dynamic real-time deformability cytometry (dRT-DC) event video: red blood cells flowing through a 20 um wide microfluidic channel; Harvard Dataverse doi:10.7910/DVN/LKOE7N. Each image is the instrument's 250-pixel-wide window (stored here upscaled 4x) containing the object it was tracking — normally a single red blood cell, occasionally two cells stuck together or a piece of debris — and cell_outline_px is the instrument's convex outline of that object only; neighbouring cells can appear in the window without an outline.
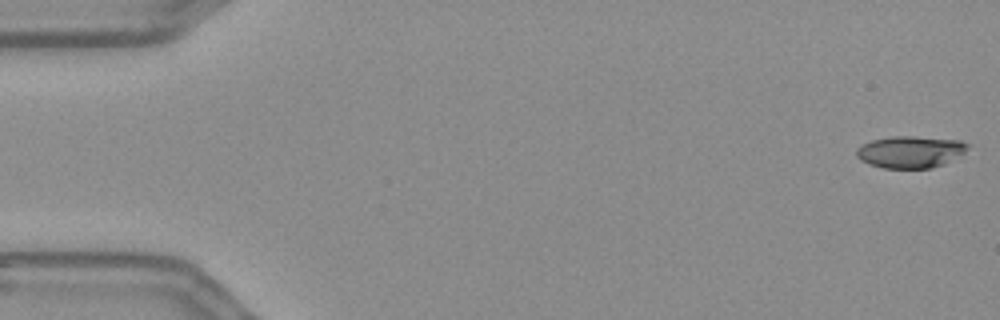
{"species": "Egyptian fruit bat (a non-hibernating species)", "species_latin": "Rousettus aegyptiacus", "temperature_condition": "warm", "stored_images_in_passage": 56, "camera_frame_rate_fps": 3000, "um_per_image_px": 0.085, "frame": {"image": 1, "passage_image": 1, "time_ms": 0.0, "image_size_px": [1000, 320], "cell_outline_px": [[968, 148], [964, 152], [944, 164], [932, 168], [884, 168], [868, 164], [860, 160], [856, 156], [856, 148], [860, 144], [872, 140], [892, 136], [912, 136], [960, 140], [968, 144]], "centroid_in_image_um": [77.33, 12.91], "position_along_channel_um": 7.7, "area_um2": 20.75}}
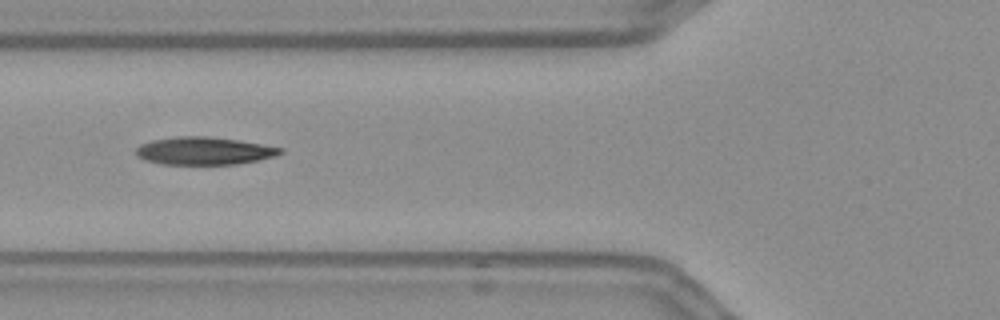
{"frame": {"image": 2, "passage_image": 21, "time_ms": 6.667, "image_size_px": [1000, 320], "cell_outline_px": [[284, 152], [276, 156], [260, 160], [236, 164], [164, 164], [144, 160], [136, 156], [136, 148], [140, 144], [152, 140], [176, 136], [208, 136], [240, 140], [284, 148]], "centroid_in_image_um": [17.37, 12.82], "position_along_channel_um": 108.4, "area_um2": 23.52}}
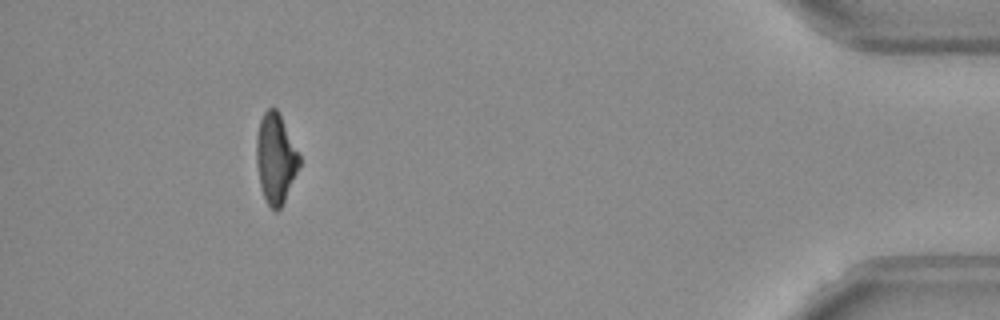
{"frame": {"image": 3, "passage_image": 51, "time_ms": 16.667, "image_size_px": [1000, 320], "cell_outline_px": [[300, 164], [284, 200], [280, 208], [276, 212], [268, 204], [264, 196], [260, 184], [256, 164], [256, 136], [260, 120], [264, 112], [268, 108], [276, 108], [280, 112], [300, 156]], "centroid_in_image_um": [23.42, 13.41], "position_along_channel_um": 411.8, "area_um2": 22.31}, "authors_computed_cell_mechanics": {"area_um2": 23.2356, "velocity_mm_per_s": 3.6577, "shape_relaxation_time_tau1_ms": 7.4431, "shape_relaxation_time_tau2_ms": 3.7695, "deformation_change_tau1": 0.1911, "deformation_change_tau2": 0.1282}}